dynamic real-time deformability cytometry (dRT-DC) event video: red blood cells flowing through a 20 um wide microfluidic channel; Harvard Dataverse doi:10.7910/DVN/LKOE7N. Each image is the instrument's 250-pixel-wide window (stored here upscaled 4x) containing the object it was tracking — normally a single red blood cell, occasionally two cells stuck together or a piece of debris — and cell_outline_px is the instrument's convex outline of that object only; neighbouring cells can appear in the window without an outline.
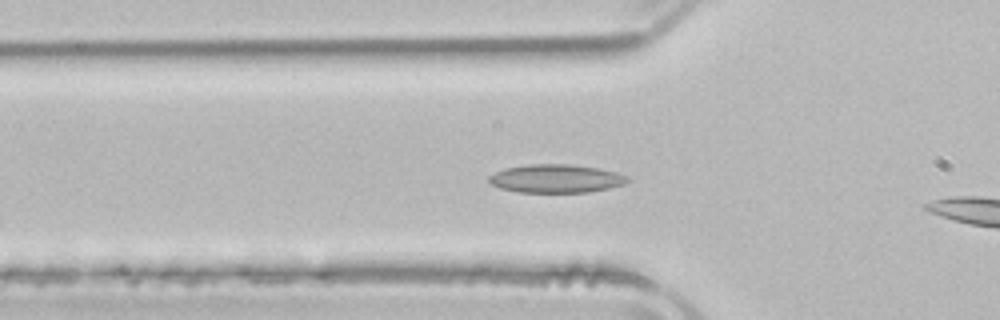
{"species": "common noctule bat (a hibernating species)", "species_latin": "Nyctalus noctula", "temperature_condition": "room temperature", "stored_images_in_passage": 9, "camera_frame_rate_fps": 3000, "um_per_image_px": 0.085, "animal": {"sex": "male", "body_mass_g": 21.5, "forearm_length_mm": 52.0}, "frame": {"image": 1, "passage_image": 7, "time_ms": 2.0, "image_size_px": [1000, 320], "cell_outline_px": [[632, 180], [624, 184], [608, 188], [588, 192], [516, 192], [500, 188], [492, 184], [488, 180], [488, 176], [504, 168], [528, 164], [568, 164], [596, 168], [616, 172], [628, 176]], "centroid_in_image_um": [47.26, 15.18], "position_along_channel_um": 78.5, "area_um2": 22.89}}